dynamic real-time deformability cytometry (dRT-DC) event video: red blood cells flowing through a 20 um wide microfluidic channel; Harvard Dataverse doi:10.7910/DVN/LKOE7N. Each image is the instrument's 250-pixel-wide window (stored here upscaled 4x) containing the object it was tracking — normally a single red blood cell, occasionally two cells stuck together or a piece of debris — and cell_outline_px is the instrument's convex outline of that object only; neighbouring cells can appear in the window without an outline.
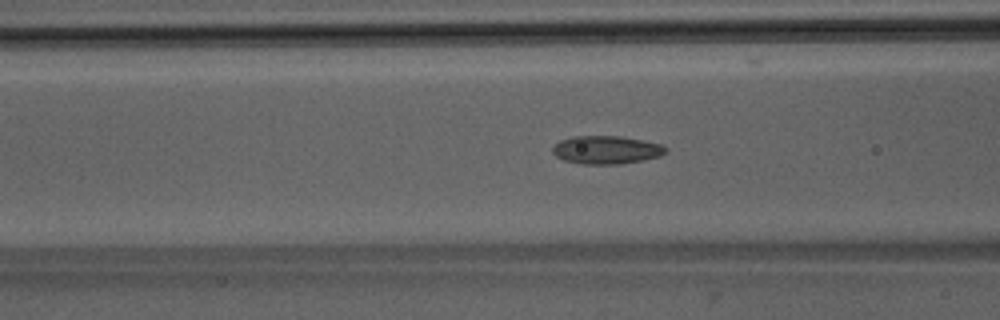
{"species": "Egyptian fruit bat (a non-hibernating species)", "species_latin": "Rousettus aegyptiacus", "temperature_condition": "room temperature", "stored_images_in_passage": 50, "camera_frame_rate_fps": 3000, "um_per_image_px": 0.085, "animal": {"sex": "male"}, "frame": {"image": 1, "passage_image": 18, "time_ms": 5.667, "image_size_px": [1000, 320], "cell_outline_px": [[668, 152], [660, 156], [644, 160], [620, 164], [580, 164], [564, 160], [556, 156], [552, 152], [552, 148], [560, 140], [572, 136], [620, 136], [660, 144], [668, 148]], "centroid_in_image_um": [51.54, 12.74], "position_along_channel_um": 115.1, "area_um2": 18.61}}
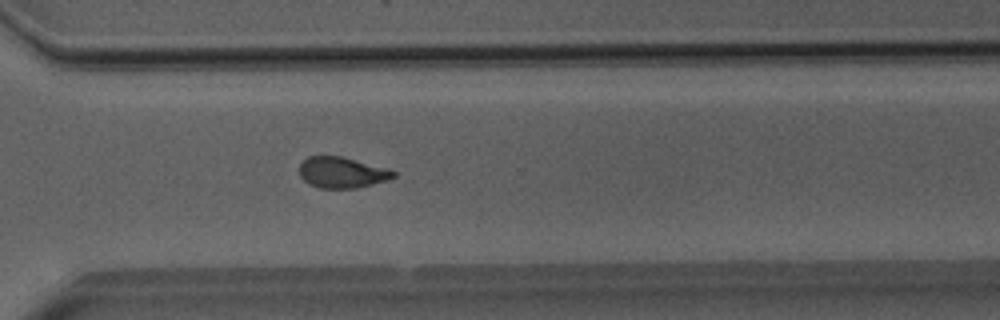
{"frame": {"image": 2, "passage_image": 35, "time_ms": 11.333, "image_size_px": [1000, 320], "cell_outline_px": [[396, 176], [388, 180], [356, 188], [320, 188], [308, 184], [300, 176], [300, 164], [308, 156], [340, 156], [392, 168], [396, 172]], "centroid_in_image_um": [29.11, 14.66], "position_along_channel_um": 341.5, "area_um2": 17.17}}
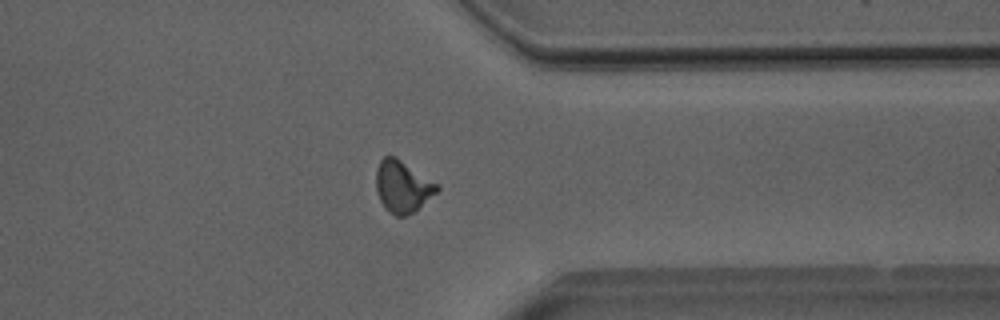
{"frame": {"image": 3, "passage_image": 38, "time_ms": 12.333, "image_size_px": [1000, 320], "cell_outline_px": [[440, 188], [436, 192], [412, 212], [404, 216], [396, 216], [388, 212], [384, 208], [380, 200], [376, 188], [376, 168], [380, 160], [384, 156], [396, 156], [440, 184]], "centroid_in_image_um": [34.21, 15.82], "position_along_channel_um": 377.2, "area_um2": 18.44}, "authors_computed_cell_mechanics": {"area_um2": 17.8024, "velocity_mm_per_s": 3.9971, "shape_relaxation_time_tau1_ms": 11.3185, "shape_relaxation_time_tau2_ms": 2.1297, "deformation_change_tau1": 0.2456, "deformation_change_tau2": 0.0971}}